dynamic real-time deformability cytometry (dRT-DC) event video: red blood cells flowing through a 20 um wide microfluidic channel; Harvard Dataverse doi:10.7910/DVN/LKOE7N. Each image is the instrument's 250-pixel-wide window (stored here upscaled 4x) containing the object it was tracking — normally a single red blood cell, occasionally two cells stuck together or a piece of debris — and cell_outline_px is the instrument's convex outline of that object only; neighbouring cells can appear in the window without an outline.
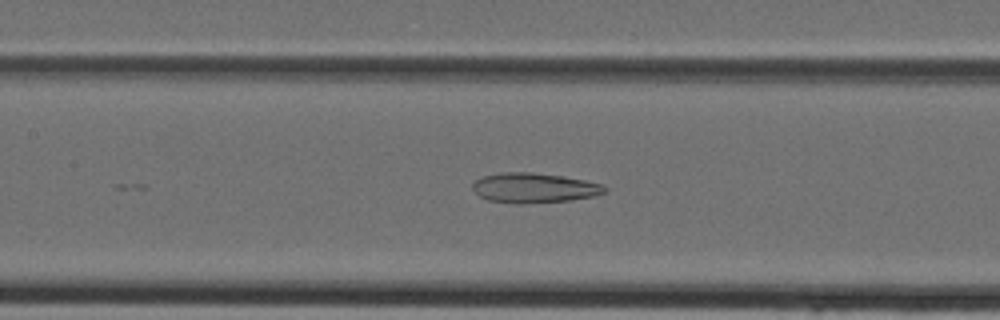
{"species": "Egyptian fruit bat (a non-hibernating species)", "species_latin": "Rousettus aegyptiacus", "temperature_condition": "cold", "stored_images_in_passage": 26, "camera_frame_rate_fps": 3000, "um_per_image_px": 0.085, "animal": {"sex": "female"}, "frame": {"image": 1, "passage_image": 10, "time_ms": 3.0, "image_size_px": [1000, 320], "cell_outline_px": [[608, 188], [604, 192], [596, 196], [572, 200], [520, 204], [488, 200], [480, 196], [472, 188], [472, 184], [476, 180], [484, 176], [500, 172], [532, 172], [560, 176], [584, 180], [604, 184]], "centroid_in_image_um": [45.42, 15.97], "position_along_channel_um": 162.0, "area_um2": 23.0}}
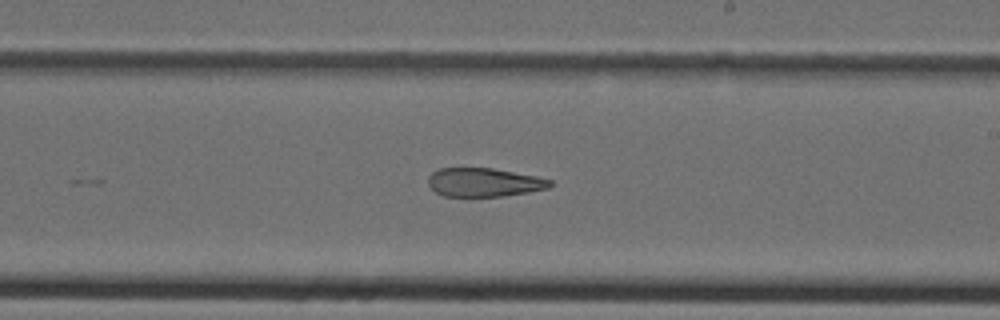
{"frame": {"image": 2, "passage_image": 15, "time_ms": 4.667, "image_size_px": [1000, 320], "cell_outline_px": [[552, 184], [548, 188], [528, 192], [504, 196], [444, 196], [436, 192], [428, 184], [428, 176], [432, 172], [440, 168], [492, 168], [536, 176], [552, 180]], "centroid_in_image_um": [41.13, 15.49], "position_along_channel_um": 247.9, "area_um2": 20.29}}
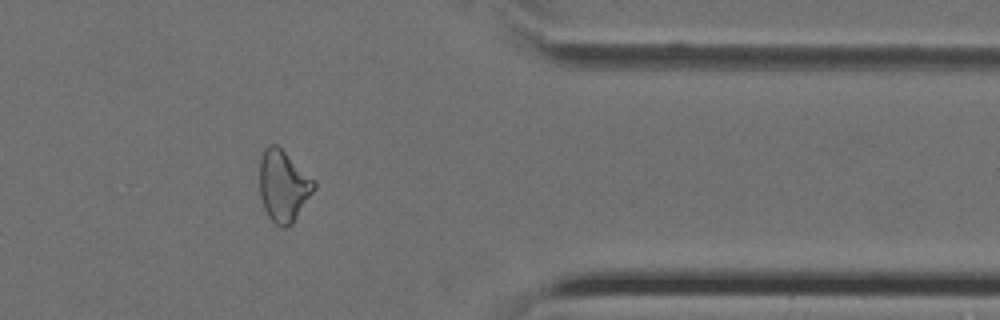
{"frame": {"image": 3, "passage_image": 24, "time_ms": 7.667, "image_size_px": [1000, 320], "cell_outline_px": [[316, 188], [292, 224], [284, 228], [276, 224], [268, 216], [264, 208], [260, 196], [260, 156], [264, 148], [268, 144], [276, 144], [316, 180]], "centroid_in_image_um": [24.09, 15.79], "position_along_channel_um": 387.3, "area_um2": 22.77}}